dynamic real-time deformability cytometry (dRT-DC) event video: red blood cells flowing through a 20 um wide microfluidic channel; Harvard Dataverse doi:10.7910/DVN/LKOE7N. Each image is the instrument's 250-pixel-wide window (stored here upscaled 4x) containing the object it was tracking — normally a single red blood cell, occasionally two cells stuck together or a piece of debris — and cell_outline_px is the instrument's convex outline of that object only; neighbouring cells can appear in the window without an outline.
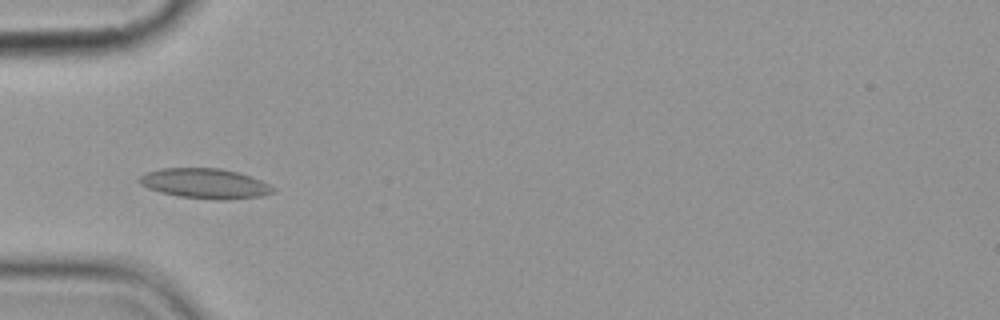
{"species": "common noctule bat (a hibernating species)", "species_latin": "Nyctalus noctula", "temperature_condition": "cold", "stored_images_in_passage": 6, "camera_frame_rate_fps": 3000, "um_per_image_px": 0.085, "animal": {"sex": "female", "body_mass_g": 19.9}, "frame": {"image": 1, "passage_image": 4, "time_ms": 4.667, "image_size_px": [1000, 320], "cell_outline_px": [[276, 192], [260, 196], [228, 200], [216, 200], [180, 196], [160, 192], [148, 188], [140, 184], [136, 180], [144, 172], [160, 168], [220, 168], [252, 176], [276, 188]], "centroid_in_image_um": [17.41, 15.59], "position_along_channel_um": 67.6, "area_um2": 23.58}}
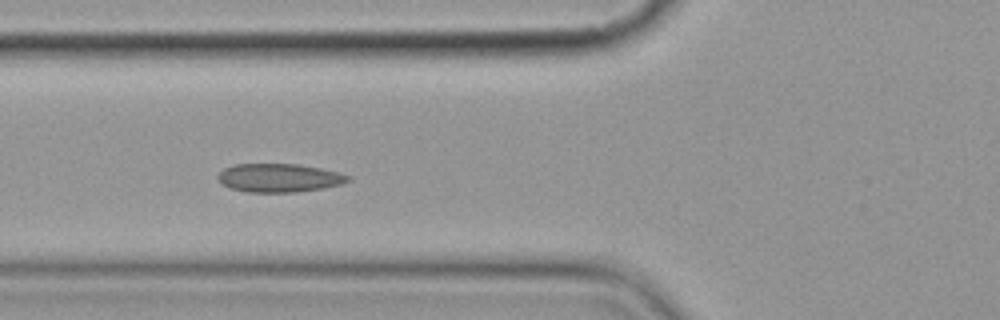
{"frame": {"image": 2, "passage_image": 5, "time_ms": 5.667, "image_size_px": [1000, 320], "cell_outline_px": [[352, 180], [340, 184], [324, 188], [296, 192], [248, 192], [228, 188], [216, 180], [216, 176], [224, 168], [232, 164], [300, 164], [340, 172], [352, 176]], "centroid_in_image_um": [23.72, 15.11], "position_along_channel_um": 102.1, "area_um2": 21.96}}
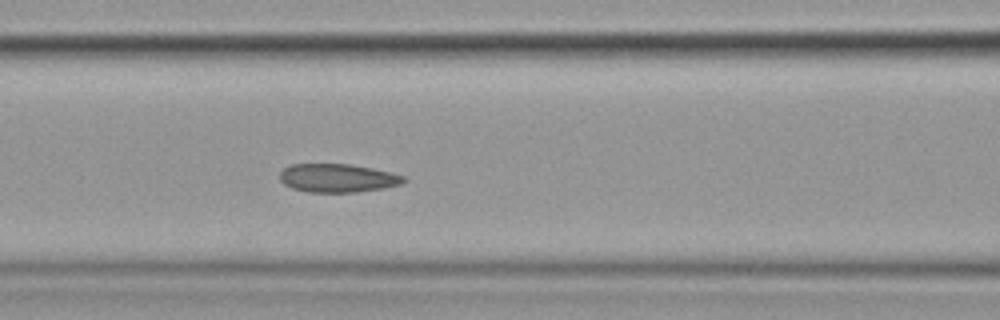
{"frame": {"image": 3, "passage_image": 6, "time_ms": 6.667, "image_size_px": [1000, 320], "cell_outline_px": [[408, 180], [400, 184], [384, 188], [356, 192], [308, 192], [292, 188], [284, 184], [280, 180], [280, 172], [284, 168], [292, 164], [352, 164], [372, 168], [404, 176]], "centroid_in_image_um": [28.69, 15.13], "position_along_channel_um": 137.9, "area_um2": 20.52}}